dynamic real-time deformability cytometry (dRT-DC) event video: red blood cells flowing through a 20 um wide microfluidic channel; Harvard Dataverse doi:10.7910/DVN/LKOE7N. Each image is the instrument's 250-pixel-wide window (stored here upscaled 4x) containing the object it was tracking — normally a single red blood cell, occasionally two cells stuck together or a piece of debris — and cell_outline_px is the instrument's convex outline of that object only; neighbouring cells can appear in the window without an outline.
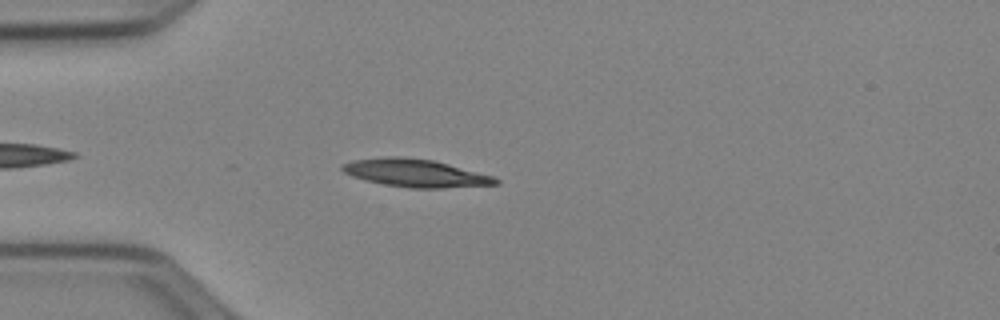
{"species": "Egyptian fruit bat (a non-hibernating species)", "species_latin": "Rousettus aegyptiacus", "temperature_condition": "cold", "stored_images_in_passage": 21, "camera_frame_rate_fps": 3000, "um_per_image_px": 0.085, "animal": {"sex": "female"}, "frame": {"image": 1, "passage_image": 5, "time_ms": 1.333, "image_size_px": [1000, 320], "cell_outline_px": [[500, 184], [444, 188], [408, 188], [384, 184], [364, 180], [352, 176], [344, 172], [340, 168], [340, 164], [352, 160], [384, 156], [404, 156], [432, 160], [448, 164], [492, 176], [500, 180]], "centroid_in_image_um": [35.26, 14.7], "position_along_channel_um": 49.7, "area_um2": 24.97}}
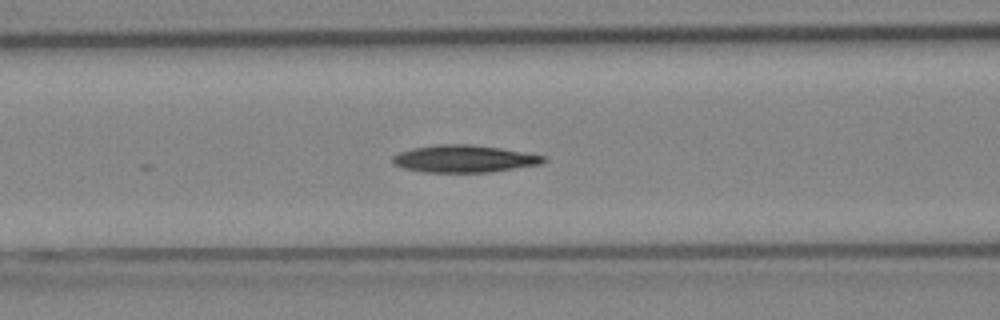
{"frame": {"image": 2, "passage_image": 12, "time_ms": 3.667, "image_size_px": [1000, 320], "cell_outline_px": [[548, 160], [540, 164], [492, 172], [424, 172], [404, 168], [392, 164], [392, 156], [396, 152], [412, 148], [436, 144], [472, 144], [500, 148], [544, 156]], "centroid_in_image_um": [39.39, 13.49], "position_along_channel_um": 127.2, "area_um2": 24.1}}
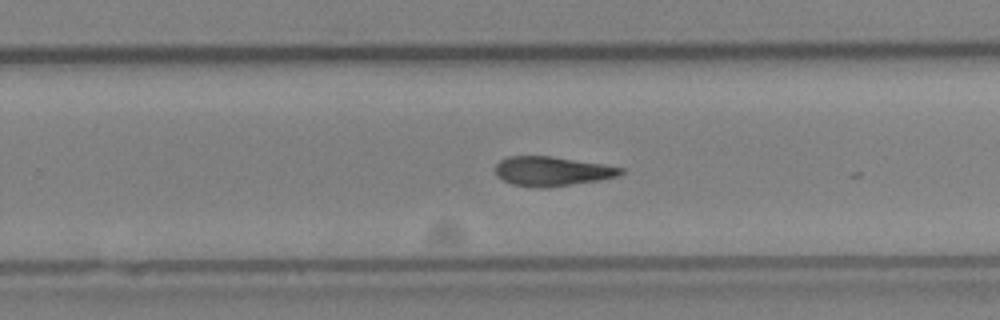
{"frame": {"image": 3, "passage_image": 20, "time_ms": 6.333, "image_size_px": [1000, 320], "cell_outline_px": [[624, 172], [620, 176], [548, 188], [536, 188], [512, 184], [496, 176], [496, 164], [500, 160], [508, 156], [552, 156], [604, 164], [624, 168]], "centroid_in_image_um": [46.92, 14.55], "position_along_channel_um": 282.9, "area_um2": 21.56}}